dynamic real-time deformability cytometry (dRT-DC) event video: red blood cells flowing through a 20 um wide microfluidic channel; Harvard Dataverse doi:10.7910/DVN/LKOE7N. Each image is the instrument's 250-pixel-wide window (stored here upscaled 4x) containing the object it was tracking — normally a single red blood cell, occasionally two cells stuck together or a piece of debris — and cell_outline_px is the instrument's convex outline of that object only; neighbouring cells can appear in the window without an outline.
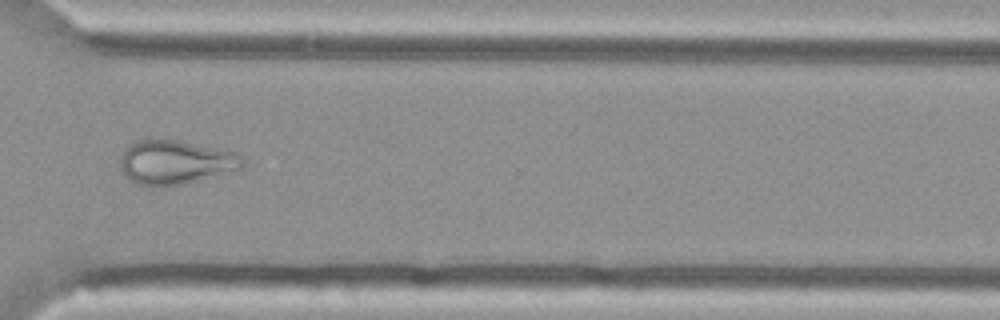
{"species": "Egyptian fruit bat (a non-hibernating species)", "species_latin": "Rousettus aegyptiacus", "temperature_condition": "cold", "stored_images_in_passage": 55, "camera_frame_rate_fps": 3000, "um_per_image_px": 0.085, "animal": {"sex": "female"}, "frame": {"image": 1, "passage_image": 41, "time_ms": 13.333, "image_size_px": [1000, 320], "cell_outline_px": [[244, 164], [240, 168], [196, 180], [180, 184], [136, 184], [128, 180], [124, 176], [120, 168], [120, 156], [124, 148], [136, 140], [148, 136], [176, 140], [236, 152], [244, 160]], "centroid_in_image_um": [14.8, 13.73], "position_along_channel_um": 355.8, "area_um2": 31.21}}
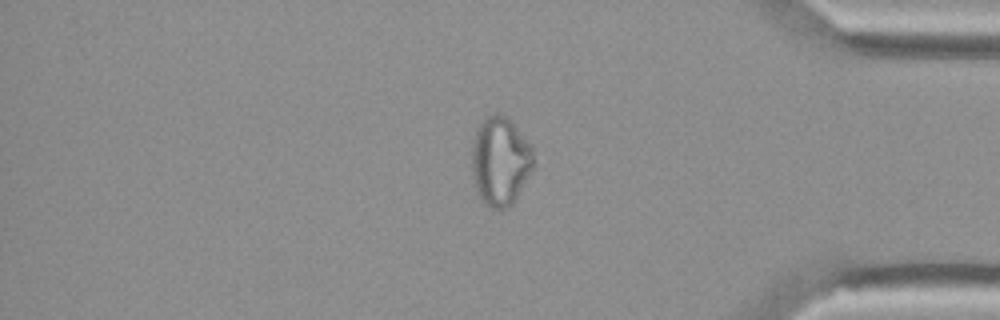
{"frame": {"image": 2, "passage_image": 46, "time_ms": 15.0, "image_size_px": [1000, 320], "cell_outline_px": [[536, 168], [512, 204], [504, 208], [492, 208], [484, 204], [476, 192], [472, 176], [472, 140], [476, 128], [492, 112], [500, 112], [508, 116], [532, 144], [536, 164]], "centroid_in_image_um": [42.56, 13.66], "position_along_channel_um": 392.6, "area_um2": 33.06}}